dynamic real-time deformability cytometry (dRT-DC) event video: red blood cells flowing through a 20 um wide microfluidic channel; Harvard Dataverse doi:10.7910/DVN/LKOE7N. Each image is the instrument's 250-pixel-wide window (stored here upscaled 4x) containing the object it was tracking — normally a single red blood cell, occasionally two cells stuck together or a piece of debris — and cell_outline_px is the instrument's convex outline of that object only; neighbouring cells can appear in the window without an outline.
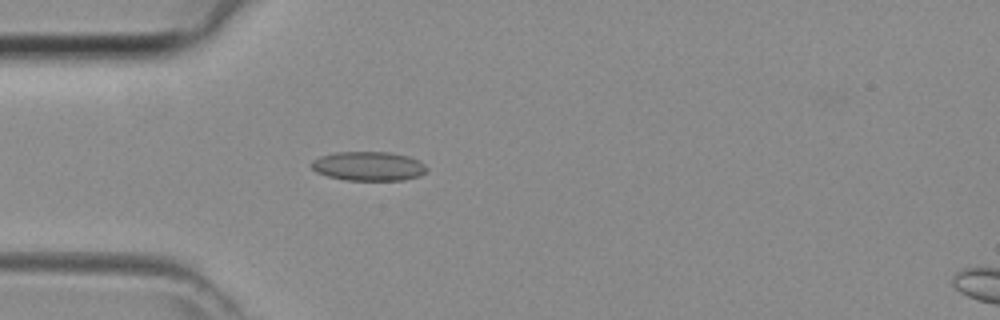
{"species": "common noctule bat (a hibernating species)", "species_latin": "Nyctalus noctula", "temperature_condition": "room temperature", "stored_images_in_passage": 33, "camera_frame_rate_fps": 3000, "um_per_image_px": 0.085, "animal": {"sex": "female", "body_mass_g": 29.2, "forearm_length_mm": 56.3}, "frame": {"image": 1, "passage_image": 5, "time_ms": 1.333, "image_size_px": [1000, 320], "cell_outline_px": [[428, 168], [420, 176], [404, 180], [344, 180], [328, 176], [316, 172], [312, 168], [312, 160], [320, 156], [336, 152], [388, 152], [408, 156], [420, 160]], "centroid_in_image_um": [31.34, 14.12], "position_along_channel_um": 53.7, "area_um2": 19.65}}
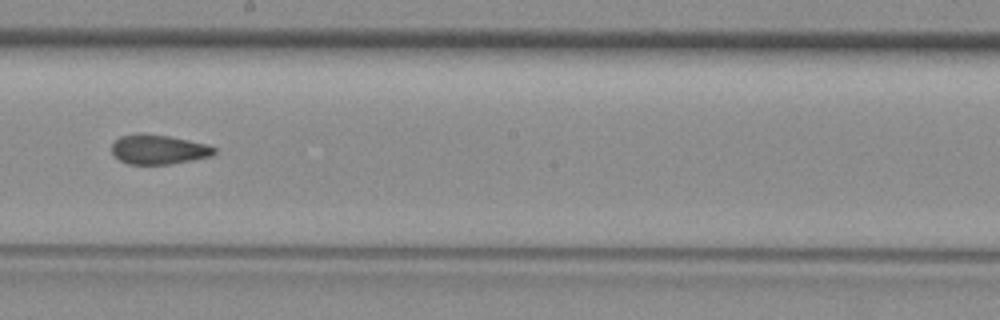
{"frame": {"image": 2, "passage_image": 17, "time_ms": 5.333, "image_size_px": [1000, 320], "cell_outline_px": [[216, 152], [212, 156], [192, 160], [168, 164], [128, 164], [120, 160], [112, 152], [112, 144], [120, 136], [140, 132], [168, 136], [208, 144], [216, 148]], "centroid_in_image_um": [13.48, 12.69], "position_along_channel_um": 234.7, "area_um2": 17.69}}
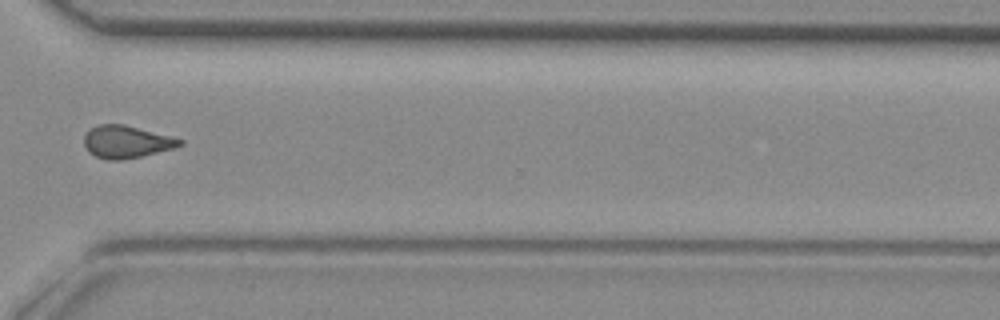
{"frame": {"image": 3, "passage_image": 25, "time_ms": 8.0, "image_size_px": [1000, 320], "cell_outline_px": [[184, 144], [172, 148], [140, 156], [120, 160], [108, 160], [96, 156], [88, 152], [84, 144], [84, 136], [96, 124], [124, 124], [184, 140]], "centroid_in_image_um": [10.71, 12.05], "position_along_channel_um": 359.9, "area_um2": 17.8}}